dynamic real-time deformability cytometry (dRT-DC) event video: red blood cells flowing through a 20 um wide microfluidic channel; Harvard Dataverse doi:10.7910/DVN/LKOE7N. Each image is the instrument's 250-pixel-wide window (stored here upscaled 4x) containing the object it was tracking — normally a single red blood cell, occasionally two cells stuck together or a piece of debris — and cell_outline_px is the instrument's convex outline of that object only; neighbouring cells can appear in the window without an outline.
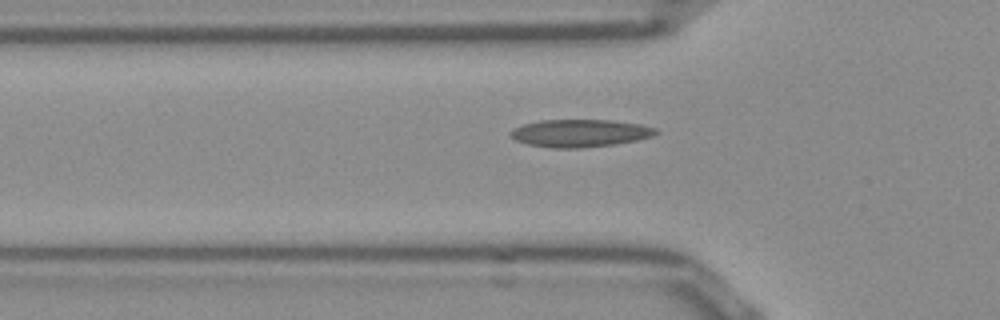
{"species": "Egyptian fruit bat (a non-hibernating species)", "species_latin": "Rousettus aegyptiacus", "temperature_condition": "room temperature", "stored_images_in_passage": 30, "camera_frame_rate_fps": 3000, "um_per_image_px": 0.085, "frame": {"image": 1, "passage_image": 4, "time_ms": 1.0, "image_size_px": [1000, 320], "cell_outline_px": [[660, 132], [652, 136], [636, 140], [612, 144], [580, 148], [552, 148], [528, 144], [516, 140], [508, 132], [524, 124], [540, 120], [612, 120], [640, 124], [656, 128]], "centroid_in_image_um": [49.32, 11.31], "position_along_channel_um": 76.5, "area_um2": 23.18}}
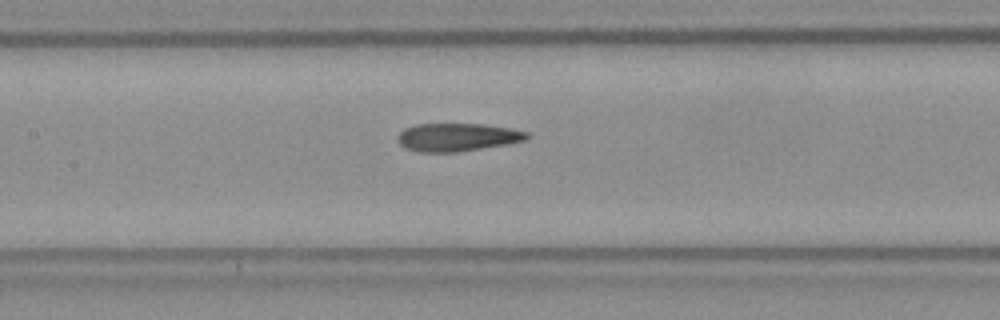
{"frame": {"image": 2, "passage_image": 11, "time_ms": 3.333, "image_size_px": [1000, 320], "cell_outline_px": [[528, 136], [524, 140], [504, 144], [456, 152], [420, 152], [408, 148], [400, 144], [400, 132], [404, 128], [416, 124], [484, 124], [512, 128], [528, 132]], "centroid_in_image_um": [38.88, 11.65], "position_along_channel_um": 168.5, "area_um2": 20.69}}
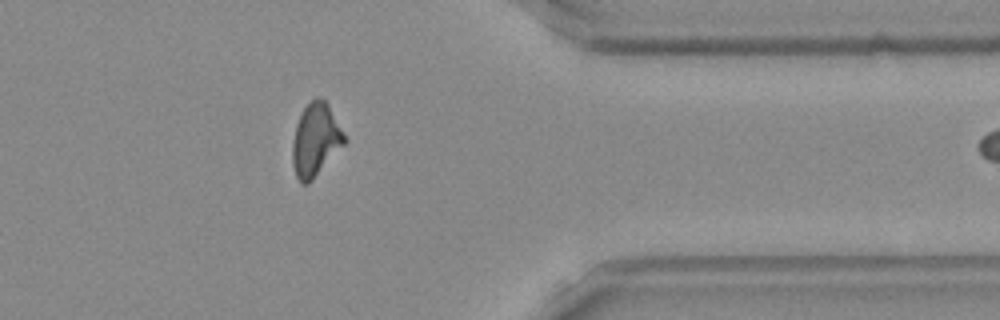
{"frame": {"image": 3, "passage_image": 29, "time_ms": 9.333, "image_size_px": [1000, 320], "cell_outline_px": [[348, 140], [312, 180], [308, 184], [300, 184], [296, 176], [292, 164], [292, 144], [296, 124], [304, 108], [316, 96], [320, 96], [328, 104], [344, 132]], "centroid_in_image_um": [26.82, 11.9], "position_along_channel_um": 384.6, "area_um2": 22.08}}